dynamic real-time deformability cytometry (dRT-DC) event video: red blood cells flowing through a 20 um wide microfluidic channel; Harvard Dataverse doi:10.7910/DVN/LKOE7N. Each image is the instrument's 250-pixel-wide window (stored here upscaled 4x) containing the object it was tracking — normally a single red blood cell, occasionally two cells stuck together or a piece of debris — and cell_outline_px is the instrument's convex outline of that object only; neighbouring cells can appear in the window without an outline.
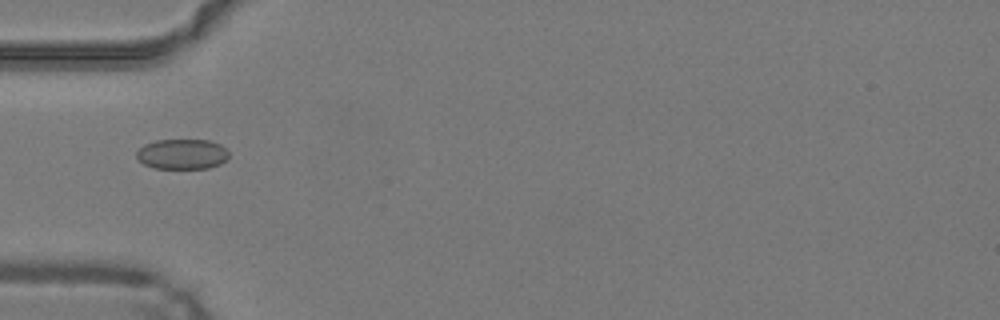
{"species": "common noctule bat (a hibernating species)", "species_latin": "Nyctalus noctula", "temperature_condition": "warm", "stored_images_in_passage": 41, "camera_frame_rate_fps": 3000, "um_per_image_px": 0.085, "animal": {"sex": "male", "body_mass_g": 19.2, "forearm_length_mm": 51.8}, "frame": {"image": 1, "passage_image": 9, "time_ms": 2.667, "image_size_px": [1000, 320], "cell_outline_px": [[228, 160], [220, 164], [208, 168], [156, 168], [144, 164], [136, 156], [136, 152], [144, 144], [156, 140], [208, 140], [220, 144], [228, 152]], "centroid_in_image_um": [15.5, 13.09], "position_along_channel_um": 69.5, "area_um2": 16.18}}
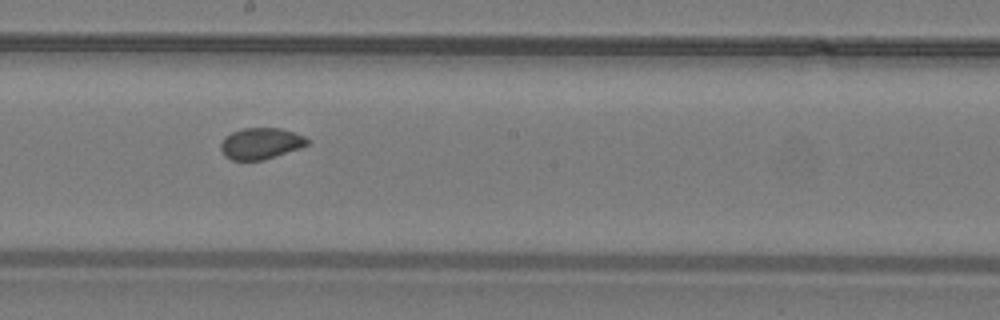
{"frame": {"image": 2, "passage_image": 20, "time_ms": 6.333, "image_size_px": [1000, 320], "cell_outline_px": [[308, 144], [300, 148], [264, 160], [232, 160], [224, 156], [220, 148], [220, 144], [224, 136], [232, 132], [244, 128], [280, 128], [304, 136], [308, 140]], "centroid_in_image_um": [22.13, 12.2], "position_along_channel_um": 226.1, "area_um2": 15.78}}
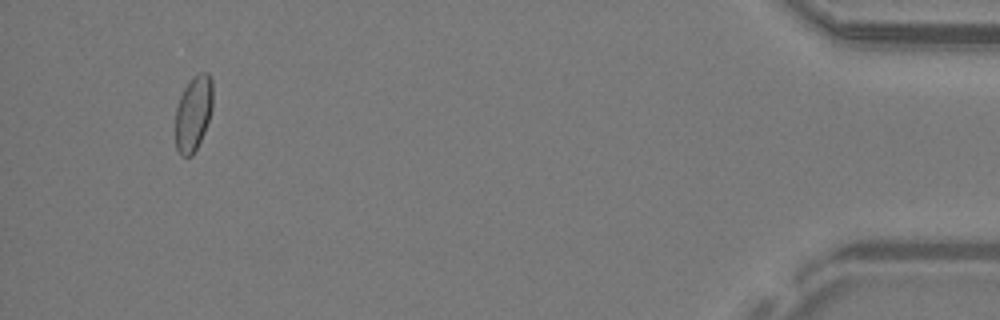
{"frame": {"image": 3, "passage_image": 39, "time_ms": 12.667, "image_size_px": [1000, 320], "cell_outline_px": [[212, 108], [204, 132], [192, 156], [180, 156], [176, 148], [176, 108], [180, 96], [184, 88], [200, 72], [208, 72], [212, 80]], "centroid_in_image_um": [16.43, 9.65], "position_along_channel_um": 418.8, "area_um2": 16.13}, "authors_computed_cell_mechanics": {"area_um2": 16.184, "velocity_mm_per_s": 4.2504, "shape_relaxation_time_tau1_ms": null, "shape_relaxation_time_tau2_ms": 1.424, "deformation_change_tau1": null, "deformation_change_tau2": 0.0292}}